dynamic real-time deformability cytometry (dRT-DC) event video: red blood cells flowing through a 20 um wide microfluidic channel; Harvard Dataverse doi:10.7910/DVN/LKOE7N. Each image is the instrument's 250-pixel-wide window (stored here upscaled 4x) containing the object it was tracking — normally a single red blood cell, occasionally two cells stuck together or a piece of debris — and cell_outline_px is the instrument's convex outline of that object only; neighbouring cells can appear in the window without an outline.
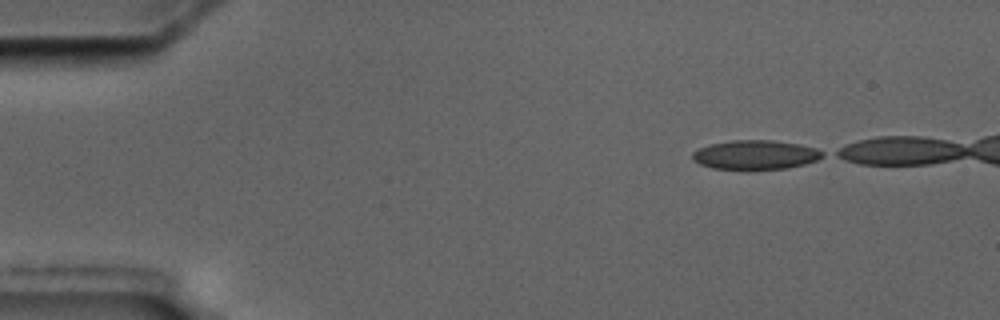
{"species": "common noctule bat (a hibernating species)", "species_latin": "Nyctalus noctula", "temperature_condition": "cold", "stored_images_in_passage": 8, "camera_frame_rate_fps": 3000, "um_per_image_px": 0.085, "animal": {"sex": "male", "body_mass_g": 17.5, "forearm_length_mm": 52.3}, "frame": {"image": 1, "passage_image": 1, "time_ms": 0.0, "image_size_px": [1000, 320], "cell_outline_px": [[824, 156], [816, 160], [804, 164], [788, 168], [748, 172], [712, 168], [700, 164], [692, 160], [692, 152], [708, 144], [732, 140], [772, 140], [800, 144], [816, 148], [824, 152]], "centroid_in_image_um": [64.18, 13.19], "position_along_channel_um": 20.8, "area_um2": 23.0}}
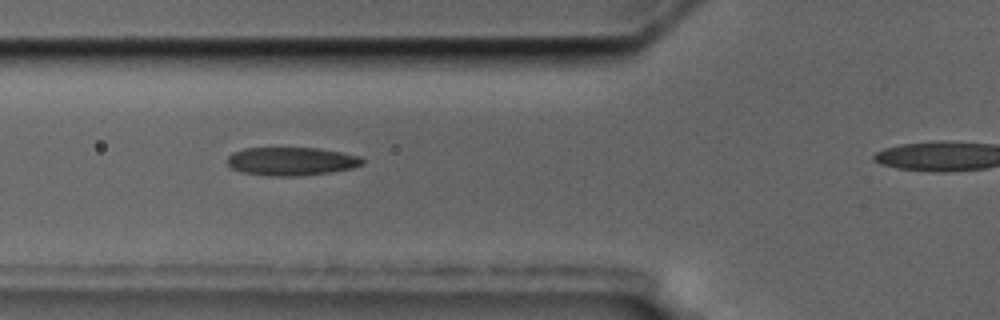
{"frame": {"image": 2, "passage_image": 6, "time_ms": 6.667, "image_size_px": [1000, 320], "cell_outline_px": [[364, 164], [352, 168], [332, 172], [296, 176], [268, 176], [240, 172], [232, 168], [228, 164], [228, 156], [232, 152], [244, 148], [320, 148], [360, 156], [364, 160]], "centroid_in_image_um": [24.76, 13.71], "position_along_channel_um": 101.0, "area_um2": 22.43}}